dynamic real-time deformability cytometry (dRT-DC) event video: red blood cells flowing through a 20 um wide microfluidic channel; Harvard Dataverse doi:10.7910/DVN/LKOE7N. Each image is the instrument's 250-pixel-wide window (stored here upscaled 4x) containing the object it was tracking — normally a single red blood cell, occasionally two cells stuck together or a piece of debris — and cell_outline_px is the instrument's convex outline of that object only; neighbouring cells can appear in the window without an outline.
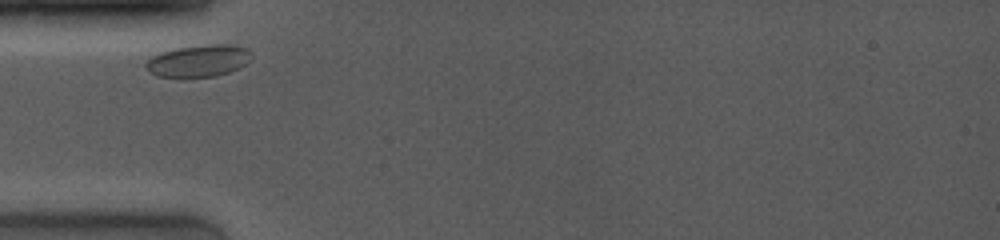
{"species": "common noctule bat (a hibernating species)", "species_latin": "Nyctalus noctula", "temperature_condition": "room temperature", "stored_images_in_passage": 20, "camera_frame_rate_fps": 4000, "um_per_image_px": 0.085, "animal": {"sex": "female", "body_mass_g": 19.0, "forearm_length_mm": 53.3}, "frame": {"image": 1, "passage_image": 1, "time_ms": 0.0, "image_size_px": [1000, 240], "cell_outline_px": [[252, 52], [248, 60], [244, 64], [228, 72], [216, 76], [156, 76], [144, 64], [152, 56], [160, 52], [176, 48], [208, 44], [232, 44], [248, 48]], "centroid_in_image_um": [16.89, 5.14], "position_along_channel_um": 68.1, "area_um2": 19.31}}
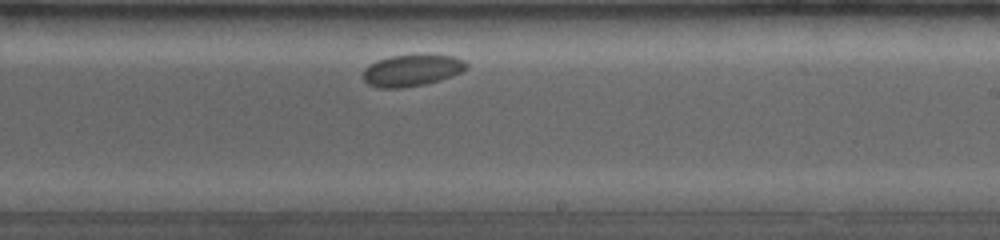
{"frame": {"image": 2, "passage_image": 12, "time_ms": 5.5, "image_size_px": [1000, 240], "cell_outline_px": [[468, 68], [460, 72], [440, 80], [424, 84], [400, 88], [380, 88], [368, 84], [360, 76], [364, 68], [368, 64], [376, 60], [392, 56], [420, 52], [428, 52], [452, 56], [464, 60], [468, 64]], "centroid_in_image_um": [34.99, 5.93], "position_along_channel_um": 254.0, "area_um2": 19.83}}
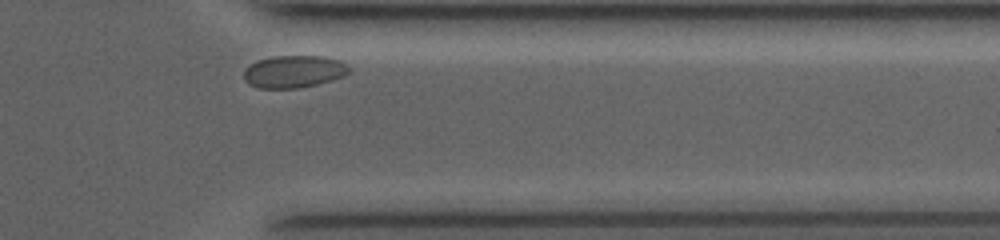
{"frame": {"image": 3, "passage_image": 19, "time_ms": 9.25, "image_size_px": [1000, 240], "cell_outline_px": [[348, 72], [344, 76], [332, 80], [316, 84], [296, 88], [260, 88], [248, 84], [244, 80], [244, 68], [256, 60], [272, 56], [324, 56], [340, 60], [348, 64]], "centroid_in_image_um": [24.95, 6.07], "position_along_channel_um": 386.5, "area_um2": 19.94}, "authors_computed_cell_mechanics": {"area_um2": 19.4208, "velocity_mm_per_s": 3.4335, "shape_relaxation_time_tau1_ms": 0.009, "shape_relaxation_time_tau2_ms": null, "deformation_change_tau1": 0.0192, "deformation_change_tau2": null}}